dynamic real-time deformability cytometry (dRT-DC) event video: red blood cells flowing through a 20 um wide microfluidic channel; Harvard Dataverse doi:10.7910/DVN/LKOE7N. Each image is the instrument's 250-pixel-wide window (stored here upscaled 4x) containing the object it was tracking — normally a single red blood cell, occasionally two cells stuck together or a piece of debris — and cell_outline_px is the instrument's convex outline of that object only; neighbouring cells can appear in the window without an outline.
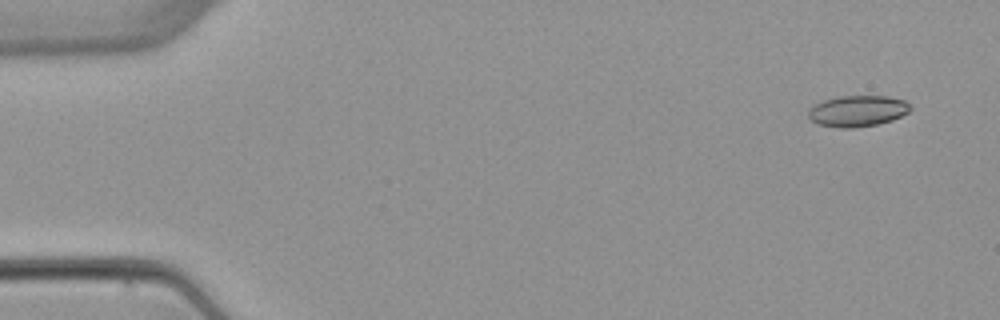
{"species": "common noctule bat (a hibernating species)", "species_latin": "Nyctalus noctula", "temperature_condition": "warm", "stored_images_in_passage": 5, "camera_frame_rate_fps": 3000, "um_per_image_px": 0.085, "animal": {"sex": "female", "body_mass_g": 22.7, "forearm_length_mm": 54.2}, "frame": {"image": 1, "passage_image": 1, "time_ms": 0.0, "image_size_px": [1000, 320], "cell_outline_px": [[912, 108], [908, 112], [892, 120], [876, 124], [856, 128], [840, 128], [816, 124], [808, 116], [808, 108], [812, 104], [836, 96], [888, 96], [904, 100]], "centroid_in_image_um": [72.84, 9.43], "position_along_channel_um": 12.2, "area_um2": 18.67}}